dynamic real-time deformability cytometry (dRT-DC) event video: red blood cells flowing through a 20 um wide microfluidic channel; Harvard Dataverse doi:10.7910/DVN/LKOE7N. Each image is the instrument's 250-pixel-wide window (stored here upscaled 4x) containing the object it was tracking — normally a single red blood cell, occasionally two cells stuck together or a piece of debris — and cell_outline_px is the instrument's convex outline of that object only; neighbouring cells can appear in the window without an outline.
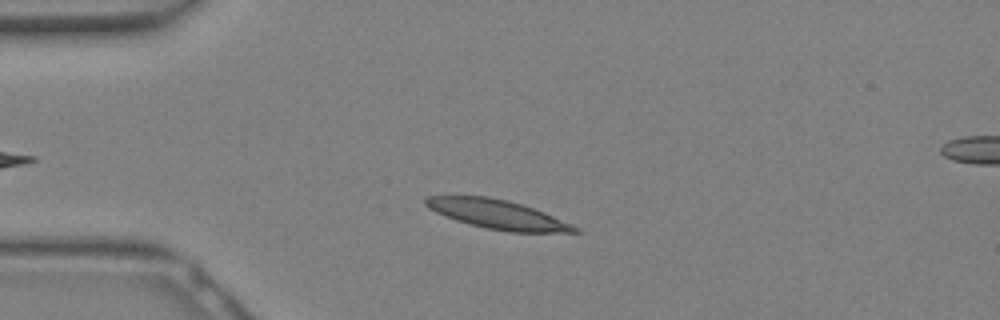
{"species": "Egyptian fruit bat (a non-hibernating species)", "species_latin": "Rousettus aegyptiacus", "temperature_condition": "warm", "stored_images_in_passage": 28, "camera_frame_rate_fps": 3000, "um_per_image_px": 0.085, "animal": {"sex": "female"}, "frame": {"image": 1, "passage_image": 5, "time_ms": 1.333, "image_size_px": [1000, 320], "cell_outline_px": [[580, 232], [508, 232], [484, 228], [456, 220], [436, 212], [428, 208], [424, 204], [424, 196], [488, 196], [508, 200], [544, 212], [572, 224], [580, 228]], "centroid_in_image_um": [42.27, 18.22], "position_along_channel_um": 42.7, "area_um2": 25.2}}
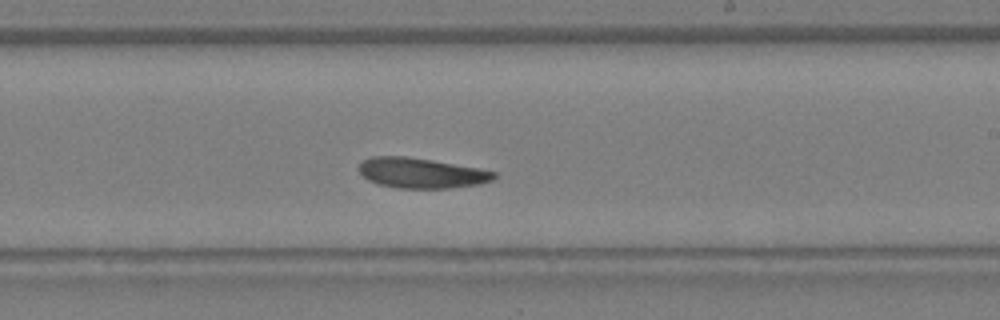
{"frame": {"image": 2, "passage_image": 16, "time_ms": 5.0, "image_size_px": [1000, 320], "cell_outline_px": [[496, 176], [492, 180], [480, 184], [448, 188], [396, 188], [376, 184], [368, 180], [360, 172], [360, 164], [364, 160], [372, 156], [404, 156], [432, 160], [480, 168], [496, 172]], "centroid_in_image_um": [35.82, 14.71], "position_along_channel_um": 253.2, "area_um2": 23.76}}
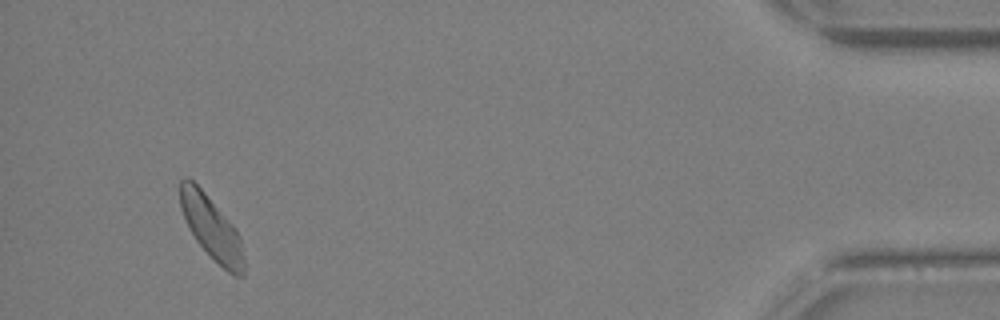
{"frame": {"image": 3, "passage_image": 27, "time_ms": 8.667, "image_size_px": [1000, 320], "cell_outline_px": [[244, 276], [236, 276], [228, 272], [196, 240], [180, 208], [180, 180], [184, 176], [192, 180], [204, 192], [232, 224], [240, 236], [244, 256]], "centroid_in_image_um": [17.99, 19.36], "position_along_channel_um": 417.2, "area_um2": 22.83}}